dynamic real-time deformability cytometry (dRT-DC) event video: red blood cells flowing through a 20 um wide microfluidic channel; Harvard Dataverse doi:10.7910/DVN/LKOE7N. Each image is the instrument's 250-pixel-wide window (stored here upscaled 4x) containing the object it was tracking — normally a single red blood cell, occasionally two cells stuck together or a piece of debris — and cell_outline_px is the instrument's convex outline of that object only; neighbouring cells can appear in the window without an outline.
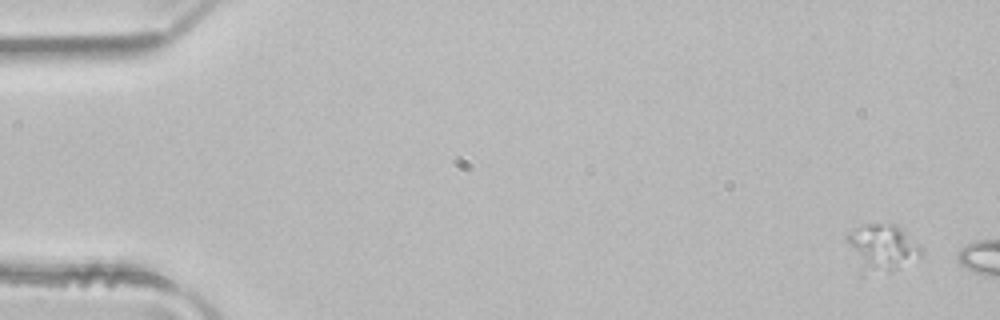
{"species": "common noctule bat (a hibernating species)", "species_latin": "Nyctalus noctula", "temperature_condition": "room temperature", "stored_images_in_passage": 2, "camera_frame_rate_fps": 3000, "um_per_image_px": 0.085, "animal": {"sex": "male", "body_mass_g": 21.5, "forearm_length_mm": 52.0}, "frame": {"image": 1, "passage_image": 1, "time_ms": 0.0, "image_size_px": [1000, 320], "cell_outline_px": [[924, 256], [888, 272], [864, 276], [860, 276], [848, 240], [848, 232], [860, 224], [896, 224], [920, 244], [924, 252]], "centroid_in_image_um": [74.99, 21.09], "position_along_channel_um": 10.0, "area_um2": 20.75}}